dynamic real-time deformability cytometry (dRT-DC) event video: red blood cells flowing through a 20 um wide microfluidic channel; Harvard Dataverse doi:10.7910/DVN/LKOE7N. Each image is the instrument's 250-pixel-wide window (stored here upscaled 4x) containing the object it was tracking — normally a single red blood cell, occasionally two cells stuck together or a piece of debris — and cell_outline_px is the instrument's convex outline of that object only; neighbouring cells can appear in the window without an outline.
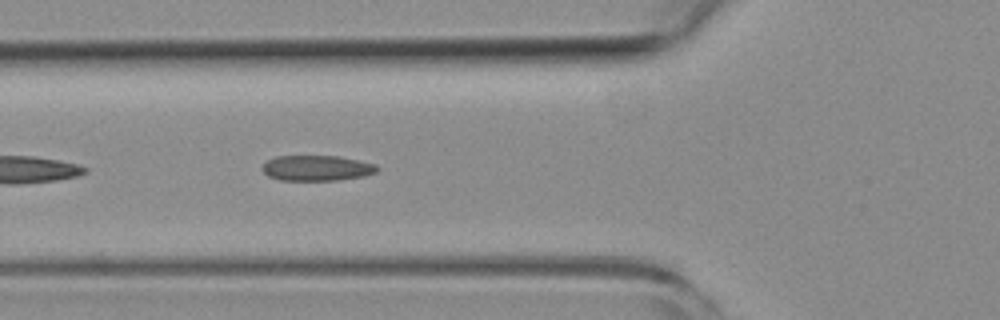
{"species": "common noctule bat (a hibernating species)", "species_latin": "Nyctalus noctula", "temperature_condition": "room temperature", "stored_images_in_passage": 13, "camera_frame_rate_fps": 3000, "um_per_image_px": 0.085, "animal": {"sex": "female", "body_mass_g": 19.3, "forearm_length_mm": 54.1}, "frame": {"image": 1, "passage_image": 5, "time_ms": 1.333, "image_size_px": [1000, 320], "cell_outline_px": [[380, 168], [376, 172], [364, 176], [336, 180], [280, 180], [268, 176], [260, 168], [268, 160], [276, 156], [336, 156], [376, 164]], "centroid_in_image_um": [26.91, 14.29], "position_along_channel_um": 98.9, "area_um2": 16.94}}
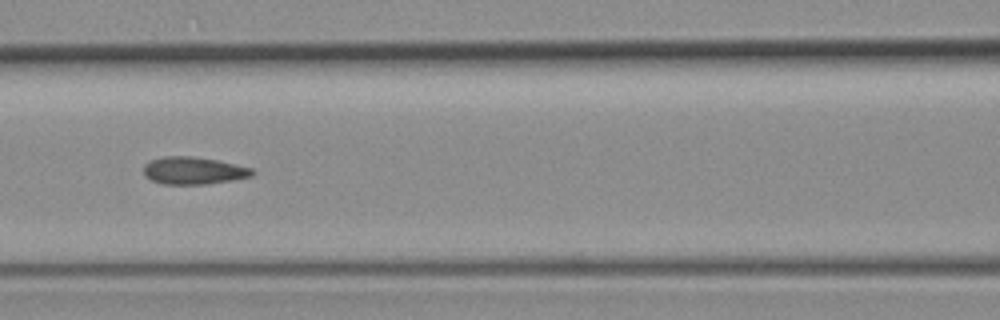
{"frame": {"image": 2, "passage_image": 9, "time_ms": 2.667, "image_size_px": [1000, 320], "cell_outline_px": [[256, 172], [252, 176], [232, 180], [208, 184], [164, 184], [152, 180], [144, 176], [144, 164], [152, 160], [164, 156], [192, 156], [216, 160], [252, 168]], "centroid_in_image_um": [16.45, 14.5], "position_along_channel_um": 150.1, "area_um2": 17.28}}